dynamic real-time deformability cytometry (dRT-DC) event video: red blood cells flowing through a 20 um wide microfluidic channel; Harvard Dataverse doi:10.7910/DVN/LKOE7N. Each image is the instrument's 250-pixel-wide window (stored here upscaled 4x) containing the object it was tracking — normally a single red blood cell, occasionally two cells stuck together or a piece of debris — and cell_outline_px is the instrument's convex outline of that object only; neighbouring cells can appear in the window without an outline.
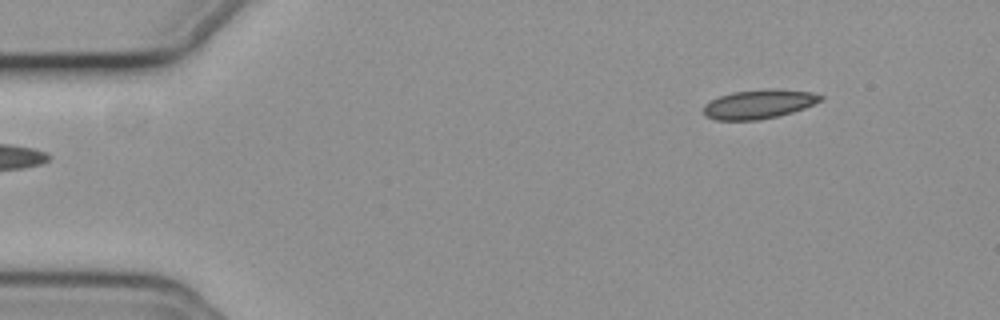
{"species": "common noctule bat (a hibernating species)", "species_latin": "Nyctalus noctula", "temperature_condition": "cold", "stored_images_in_passage": 13, "camera_frame_rate_fps": 3000, "um_per_image_px": 0.085, "animal": {"sex": "female", "body_mass_g": 19.3, "forearm_length_mm": 54.1}, "frame": {"image": 1, "passage_image": 1, "time_ms": 0.0, "image_size_px": [1000, 320], "cell_outline_px": [[824, 100], [804, 108], [792, 112], [760, 120], [716, 120], [704, 116], [704, 104], [720, 96], [732, 92], [764, 88], [780, 88], [812, 92], [824, 96]], "centroid_in_image_um": [64.53, 8.83], "position_along_channel_um": 20.5, "area_um2": 20.11}}
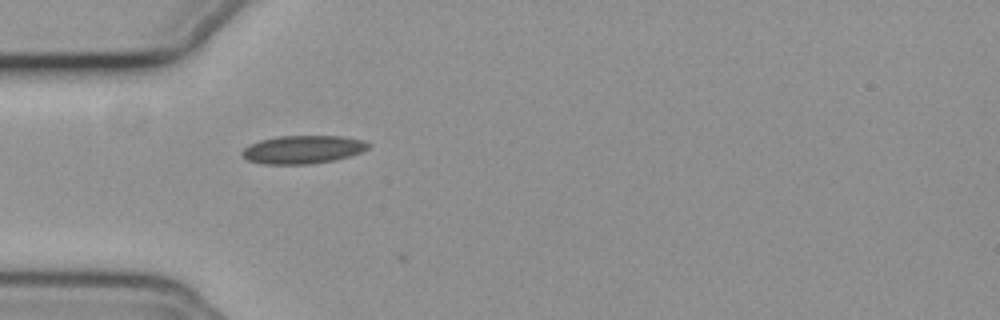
{"frame": {"image": 2, "passage_image": 11, "time_ms": 3.333, "image_size_px": [1000, 320], "cell_outline_px": [[372, 144], [368, 148], [360, 152], [336, 160], [312, 164], [264, 164], [248, 160], [240, 152], [244, 148], [260, 140], [280, 136], [344, 136], [364, 140]], "centroid_in_image_um": [25.78, 12.71], "position_along_channel_um": 59.2, "area_um2": 20.69}}